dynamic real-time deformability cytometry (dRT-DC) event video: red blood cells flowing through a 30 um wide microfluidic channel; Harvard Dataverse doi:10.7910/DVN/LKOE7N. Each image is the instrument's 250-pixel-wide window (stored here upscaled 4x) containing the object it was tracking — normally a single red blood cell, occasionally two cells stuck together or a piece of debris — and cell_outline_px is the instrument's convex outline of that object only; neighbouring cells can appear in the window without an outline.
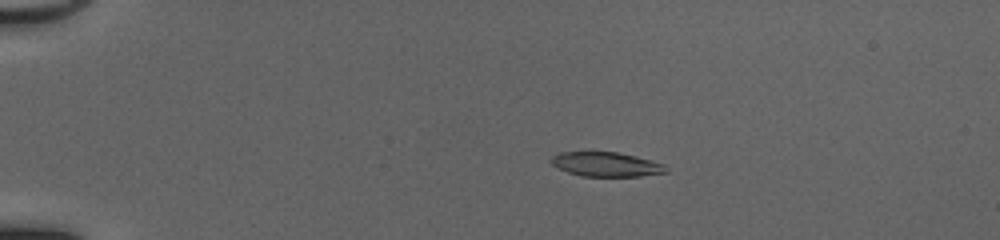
{"species": "common noctule bat (a hibernating species)", "species_latin": "Nyctalus noctula", "temperature_condition": "cold", "stored_images_in_passage": 51, "camera_frame_rate_fps": 3000, "um_per_image_px": 0.085, "animal": {"sex": "female", "body_mass_g": 20.0, "forearm_length_mm": 54.0}, "frame": {"image": 1, "passage_image": 11, "time_ms": 3.333, "image_size_px": [1000, 240], "cell_outline_px": [[668, 172], [640, 176], [580, 176], [568, 172], [552, 164], [548, 160], [552, 156], [560, 152], [616, 152], [636, 156], [664, 164], [668, 168]], "centroid_in_image_um": [51.52, 13.97], "position_along_channel_um": 33.5, "area_um2": 16.3}}
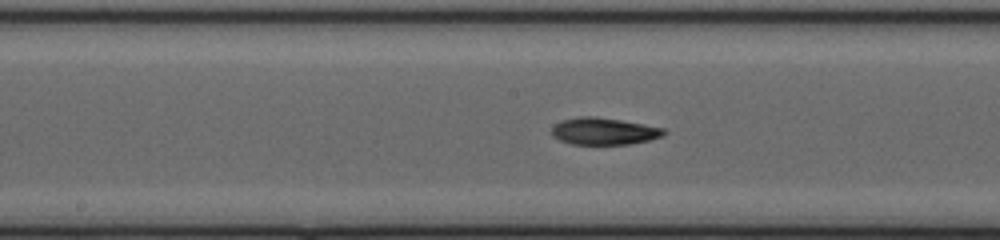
{"frame": {"image": 2, "passage_image": 28, "time_ms": 9.0, "image_size_px": [1000, 240], "cell_outline_px": [[668, 132], [664, 136], [632, 144], [572, 144], [560, 140], [552, 136], [552, 128], [556, 124], [564, 120], [576, 116], [596, 116], [644, 124], [664, 128]], "centroid_in_image_um": [51.37, 11.15], "position_along_channel_um": 196.8, "area_um2": 17.69}}
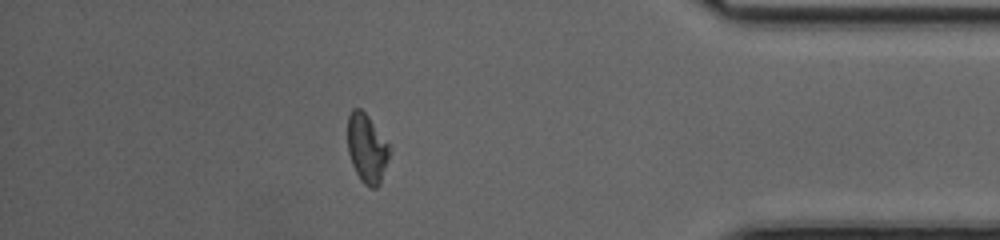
{"frame": {"image": 3, "passage_image": 45, "time_ms": 14.667, "image_size_px": [1000, 240], "cell_outline_px": [[388, 160], [380, 184], [376, 188], [372, 188], [364, 184], [360, 180], [352, 164], [348, 152], [348, 116], [352, 108], [360, 108], [368, 116], [388, 144]], "centroid_in_image_um": [31.16, 12.62], "position_along_channel_um": 404.0, "area_um2": 16.53}, "authors_computed_cell_mechanics": {"area_um2": 17.2822, "velocity_mm_per_s": 4.1817, "shape_relaxation_time_tau1_ms": null, "shape_relaxation_time_tau2_ms": 2.1292, "deformation_change_tau1": null, "deformation_change_tau2": 0.0725}}